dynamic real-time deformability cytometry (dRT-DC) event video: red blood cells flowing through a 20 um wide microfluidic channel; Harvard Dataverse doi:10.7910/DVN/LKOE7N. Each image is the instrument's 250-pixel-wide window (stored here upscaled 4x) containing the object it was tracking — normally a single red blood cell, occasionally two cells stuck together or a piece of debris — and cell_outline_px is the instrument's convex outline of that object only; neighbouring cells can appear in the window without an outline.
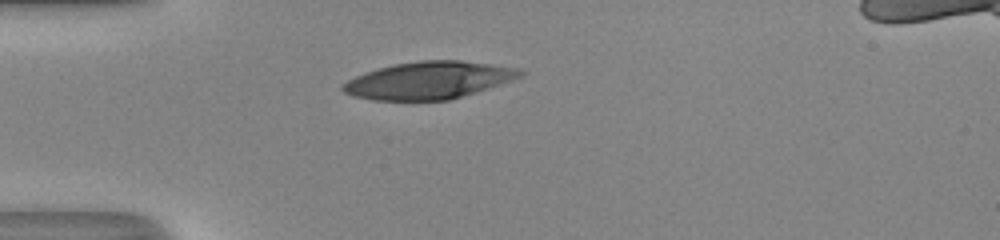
{"species": "human", "species_latin": "Homo sapiens", "temperature_condition": "room temperature", "stored_images_in_passage": 28, "camera_frame_rate_fps": 3000, "um_per_image_px": 0.085, "donor": {"sex": "male"}, "frame": {"image": 1, "passage_image": 1, "time_ms": 0.0, "image_size_px": [1000, 240], "cell_outline_px": [[528, 72], [524, 76], [476, 92], [448, 100], [372, 100], [352, 96], [344, 92], [340, 88], [340, 84], [364, 72], [396, 64], [420, 60], [460, 60], [492, 64], [520, 68]], "centroid_in_image_um": [36.46, 6.82], "position_along_channel_um": 48.5, "area_um2": 38.73}}
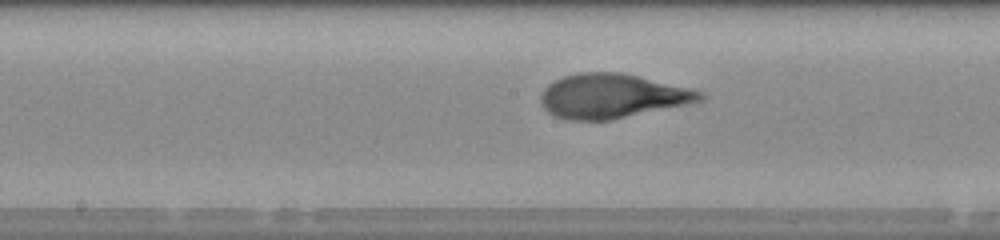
{"frame": {"image": 2, "passage_image": 13, "time_ms": 4.0, "image_size_px": [1000, 240], "cell_outline_px": [[708, 96], [704, 100], [688, 104], [608, 120], [568, 120], [556, 116], [548, 112], [544, 108], [540, 100], [540, 96], [544, 88], [548, 84], [564, 76], [576, 72], [620, 72], [692, 88], [704, 92]], "centroid_in_image_um": [52.06, 8.15], "position_along_channel_um": 196.1, "area_um2": 41.21}}
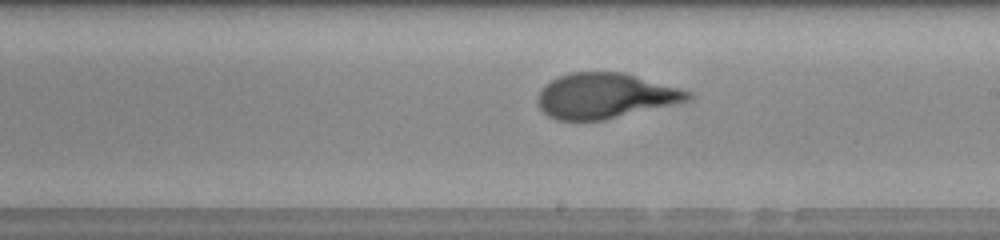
{"frame": {"image": 3, "passage_image": 16, "time_ms": 5.0, "image_size_px": [1000, 240], "cell_outline_px": [[692, 100], [680, 104], [604, 120], [556, 120], [548, 116], [540, 108], [536, 100], [540, 88], [544, 84], [560, 76], [572, 72], [624, 72], [680, 88], [692, 92]], "centroid_in_image_um": [51.48, 8.15], "position_along_channel_um": 237.5, "area_um2": 40.17}, "authors_computed_cell_mechanics": {"area_um2": 40.171, "velocity_mm_per_s": 4.1556, "shape_relaxation_time_tau1_ms": 6.1321, "shape_relaxation_time_tau2_ms": null, "deformation_change_tau1": 0.3015, "deformation_change_tau2": null}}